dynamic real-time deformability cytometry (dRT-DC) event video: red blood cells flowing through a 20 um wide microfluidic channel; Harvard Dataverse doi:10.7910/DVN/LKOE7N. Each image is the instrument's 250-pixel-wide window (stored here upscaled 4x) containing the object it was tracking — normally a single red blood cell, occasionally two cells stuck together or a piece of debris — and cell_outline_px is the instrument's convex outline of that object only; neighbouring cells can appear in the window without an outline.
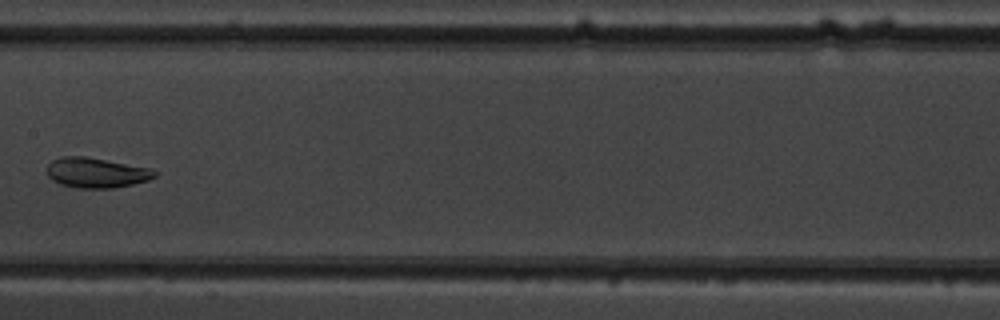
{"species": "common noctule bat (a hibernating species)", "species_latin": "Nyctalus noctula", "temperature_condition": "warm", "stored_images_in_passage": 8, "camera_frame_rate_fps": 3000, "um_per_image_px": 0.085, "animal": {"sex": "male", "body_mass_g": 19.5, "forearm_length_mm": 54.6}, "frame": {"image": 1, "passage_image": 7, "time_ms": 7.0, "image_size_px": [1000, 320], "cell_outline_px": [[156, 176], [148, 180], [132, 184], [112, 188], [76, 188], [60, 184], [52, 180], [48, 176], [48, 164], [52, 160], [60, 156], [84, 156], [152, 168], [156, 172]], "centroid_in_image_um": [8.17, 14.68], "position_along_channel_um": 199.2, "area_um2": 18.9}}
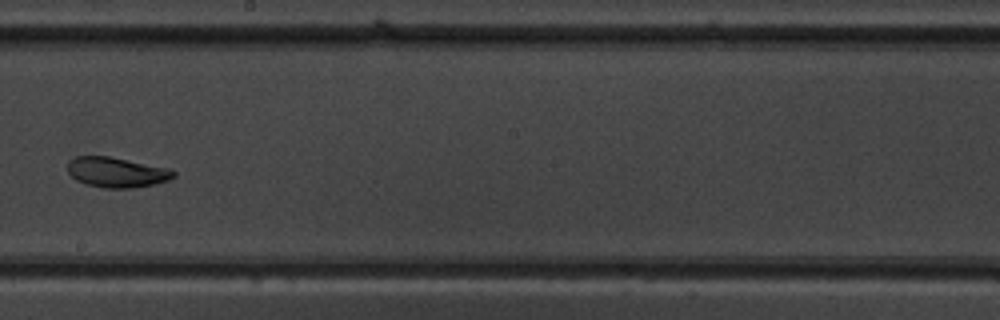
{"frame": {"image": 2, "passage_image": 8, "time_ms": 8.0, "image_size_px": [1000, 320], "cell_outline_px": [[176, 176], [168, 180], [152, 184], [132, 188], [104, 188], [88, 184], [76, 180], [68, 172], [68, 160], [76, 156], [108, 156], [172, 168], [176, 172]], "centroid_in_image_um": [9.94, 14.63], "position_along_channel_um": 238.3, "area_um2": 18.67}}